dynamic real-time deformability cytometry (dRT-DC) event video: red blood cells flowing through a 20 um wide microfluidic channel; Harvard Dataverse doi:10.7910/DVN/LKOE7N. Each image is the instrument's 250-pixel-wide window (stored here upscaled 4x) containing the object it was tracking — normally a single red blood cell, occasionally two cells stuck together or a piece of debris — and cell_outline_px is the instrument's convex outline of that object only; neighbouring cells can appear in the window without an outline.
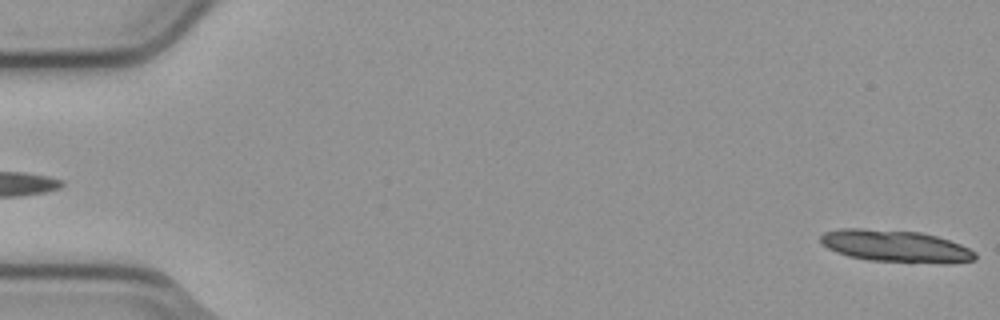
{"species": "common noctule bat (a hibernating species)", "species_latin": "Nyctalus noctula", "temperature_condition": "cold", "stored_images_in_passage": 5, "camera_frame_rate_fps": 3000, "um_per_image_px": 0.085, "animal": {"sex": "male", "body_mass_g": 23.1, "forearm_length_mm": 52.7}, "frame": {"image": 1, "passage_image": 5, "time_ms": 1.333, "image_size_px": [1000, 320], "cell_outline_px": [[976, 260], [948, 264], [940, 264], [868, 260], [848, 256], [836, 252], [828, 248], [820, 240], [820, 236], [824, 232], [844, 228], [860, 228], [920, 232], [936, 236], [960, 244], [976, 252]], "centroid_in_image_um": [76.16, 20.94], "position_along_channel_um": 8.8, "area_um2": 29.02}}